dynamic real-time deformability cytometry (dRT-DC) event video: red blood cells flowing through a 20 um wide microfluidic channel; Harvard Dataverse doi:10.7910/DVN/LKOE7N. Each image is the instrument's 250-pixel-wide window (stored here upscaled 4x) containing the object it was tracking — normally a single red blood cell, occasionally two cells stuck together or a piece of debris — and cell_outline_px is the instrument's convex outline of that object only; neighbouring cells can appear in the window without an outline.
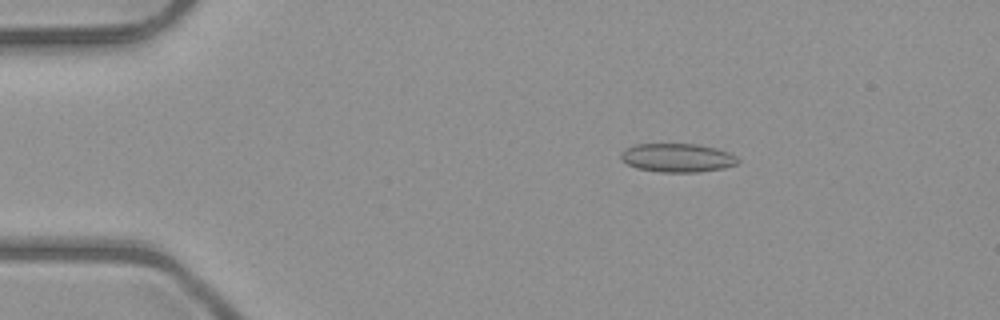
{"species": "common noctule bat (a hibernating species)", "species_latin": "Nyctalus noctula", "temperature_condition": "room temperature", "stored_images_in_passage": 51, "camera_frame_rate_fps": 3000, "um_per_image_px": 0.085, "animal": {"sex": "male", "body_mass_g": 23.1, "forearm_length_mm": 52.7}, "frame": {"image": 1, "passage_image": 9, "time_ms": 2.667, "image_size_px": [1000, 320], "cell_outline_px": [[740, 160], [736, 164], [724, 168], [700, 172], [660, 172], [636, 168], [620, 160], [620, 152], [624, 148], [636, 144], [696, 144], [716, 148], [728, 152], [736, 156]], "centroid_in_image_um": [57.55, 13.41], "position_along_channel_um": 27.5, "area_um2": 19.71}}
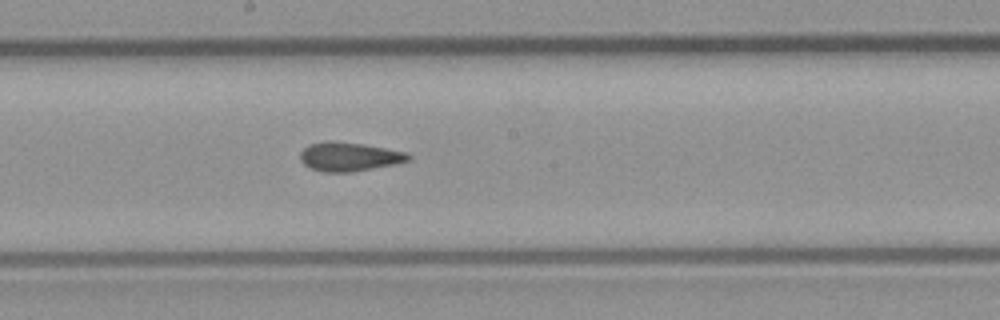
{"frame": {"image": 2, "passage_image": 28, "time_ms": 9.0, "image_size_px": [1000, 320], "cell_outline_px": [[412, 160], [396, 164], [352, 172], [324, 172], [312, 168], [304, 164], [300, 160], [300, 152], [308, 144], [324, 140], [332, 140], [364, 144], [404, 152], [412, 156]], "centroid_in_image_um": [29.67, 13.31], "position_along_channel_um": 218.5, "area_um2": 18.38}}
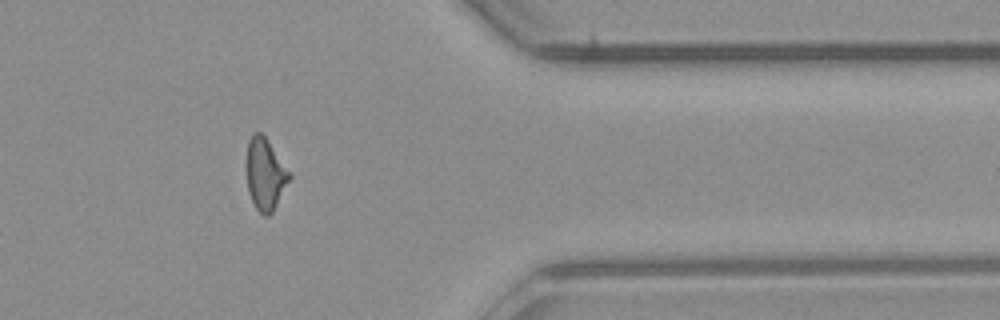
{"frame": {"image": 3, "passage_image": 42, "time_ms": 13.667, "image_size_px": [1000, 320], "cell_outline_px": [[292, 176], [272, 212], [268, 216], [264, 216], [256, 208], [248, 192], [244, 168], [244, 164], [248, 140], [256, 132], [260, 132], [268, 140], [292, 172]], "centroid_in_image_um": [22.52, 14.77], "position_along_channel_um": 388.9, "area_um2": 18.5}, "authors_computed_cell_mechanics": {"area_um2": 18.3226, "velocity_mm_per_s": 4.043, "shape_relaxation_time_tau1_ms": null, "shape_relaxation_time_tau2_ms": 3.7701, "deformation_change_tau1": null, "deformation_change_tau2": 0.0974}}